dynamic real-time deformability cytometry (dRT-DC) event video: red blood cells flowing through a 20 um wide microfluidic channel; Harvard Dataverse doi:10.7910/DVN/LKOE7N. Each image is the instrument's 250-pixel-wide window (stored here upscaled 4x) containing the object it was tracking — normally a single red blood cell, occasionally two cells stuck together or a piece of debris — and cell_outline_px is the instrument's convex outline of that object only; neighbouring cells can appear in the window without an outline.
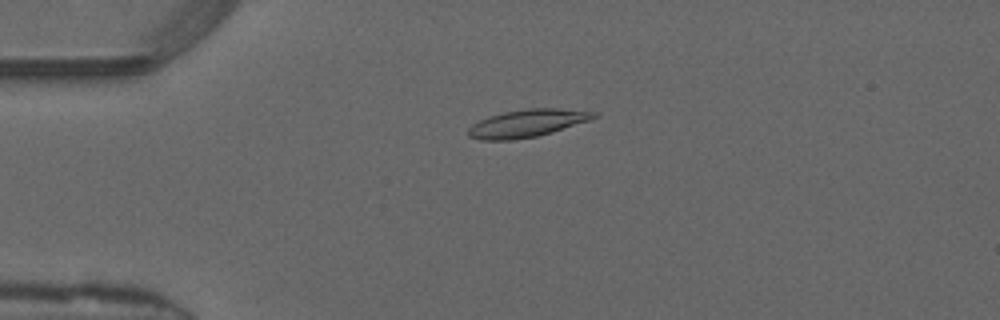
{"species": "common noctule bat (a hibernating species)", "species_latin": "Nyctalus noctula", "temperature_condition": "warm", "stored_images_in_passage": 47, "camera_frame_rate_fps": 3000, "um_per_image_px": 0.085, "animal": {"sex": "male", "forearm_length_mm": 52.5}, "frame": {"image": 1, "passage_image": 9, "time_ms": 2.667, "image_size_px": [1000, 320], "cell_outline_px": [[600, 116], [552, 132], [536, 136], [512, 140], [480, 140], [468, 136], [468, 128], [472, 124], [488, 116], [504, 112], [528, 108], [556, 108], [600, 112]], "centroid_in_image_um": [44.81, 10.47], "position_along_channel_um": 40.2, "area_um2": 20.17}}
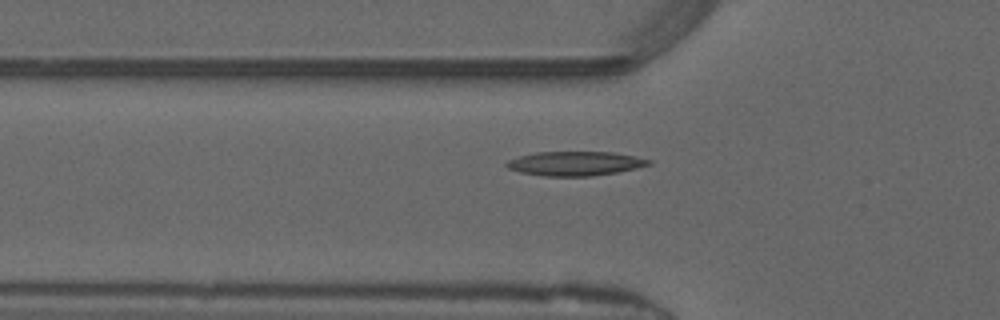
{"frame": {"image": 2, "passage_image": 14, "time_ms": 4.333, "image_size_px": [1000, 320], "cell_outline_px": [[652, 164], [636, 168], [616, 172], [592, 176], [544, 176], [520, 172], [508, 168], [504, 164], [508, 160], [520, 156], [536, 152], [612, 152], [652, 160]], "centroid_in_image_um": [48.87, 13.9], "position_along_channel_um": 76.9, "area_um2": 19.94}}
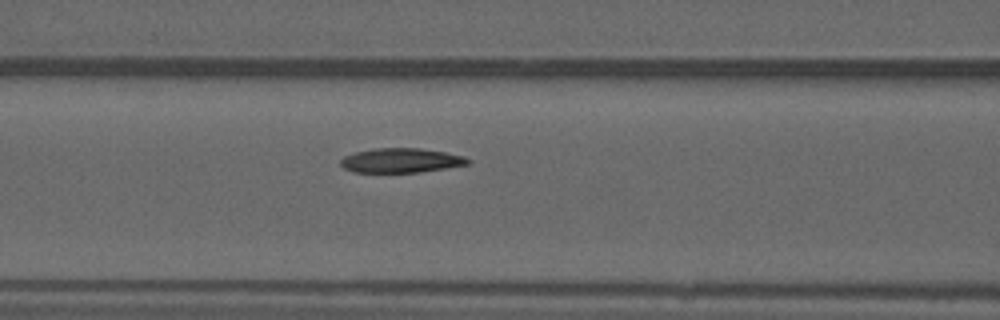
{"frame": {"image": 3, "passage_image": 18, "time_ms": 5.667, "image_size_px": [1000, 320], "cell_outline_px": [[472, 160], [468, 164], [420, 172], [352, 172], [344, 168], [340, 164], [340, 160], [344, 156], [356, 152], [372, 148], [420, 148], [444, 152], [464, 156]], "centroid_in_image_um": [34.06, 13.63], "position_along_channel_um": 132.5, "area_um2": 18.09}}